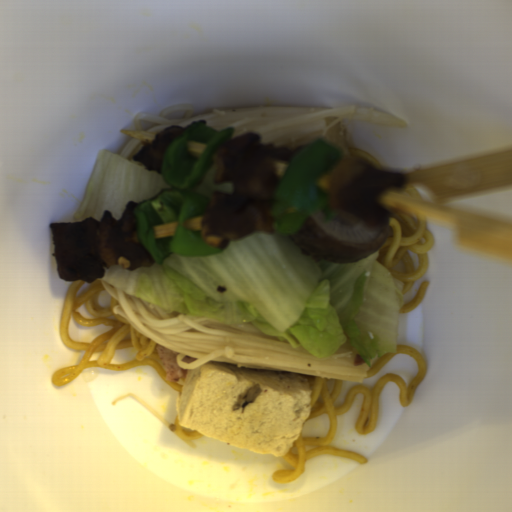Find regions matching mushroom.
Listing matches in <instances>:
<instances>
[{"instance_id": "obj_1", "label": "mushroom", "mask_w": 512, "mask_h": 512, "mask_svg": "<svg viewBox=\"0 0 512 512\" xmlns=\"http://www.w3.org/2000/svg\"><path fill=\"white\" fill-rule=\"evenodd\" d=\"M301 252L313 260L346 263L368 258L386 242V231L328 222L323 212L310 214L302 229L289 235Z\"/></svg>"}]
</instances>
